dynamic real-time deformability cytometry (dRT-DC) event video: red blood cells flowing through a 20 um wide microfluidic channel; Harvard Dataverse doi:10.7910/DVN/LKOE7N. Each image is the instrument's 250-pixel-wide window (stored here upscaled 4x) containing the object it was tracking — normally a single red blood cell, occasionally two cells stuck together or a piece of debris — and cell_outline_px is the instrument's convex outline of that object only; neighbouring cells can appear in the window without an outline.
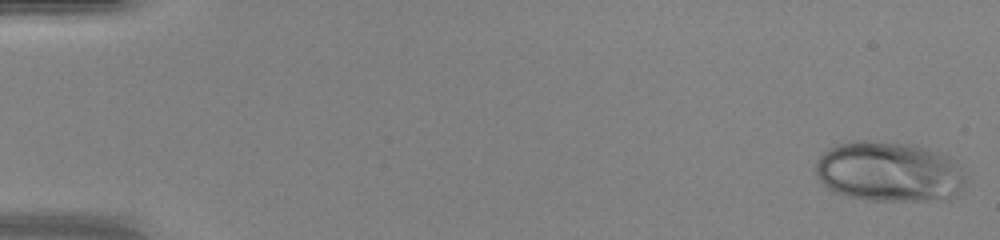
{"species": "human", "species_latin": "Homo sapiens", "temperature_condition": "warm", "stored_images_in_passage": 47, "camera_frame_rate_fps": 3000, "um_per_image_px": 0.085, "donor": {"sex": "female"}, "frame": {"image": 1, "passage_image": 1, "time_ms": 0.0, "image_size_px": [1000, 240], "cell_outline_px": [[964, 180], [956, 196], [948, 200], [868, 200], [848, 196], [832, 192], [816, 176], [816, 160], [828, 148], [836, 144], [852, 140], [868, 140], [912, 144], [928, 148], [940, 152], [956, 160], [964, 176]], "centroid_in_image_um": [75.56, 14.58], "position_along_channel_um": 9.4, "area_um2": 53.06}}
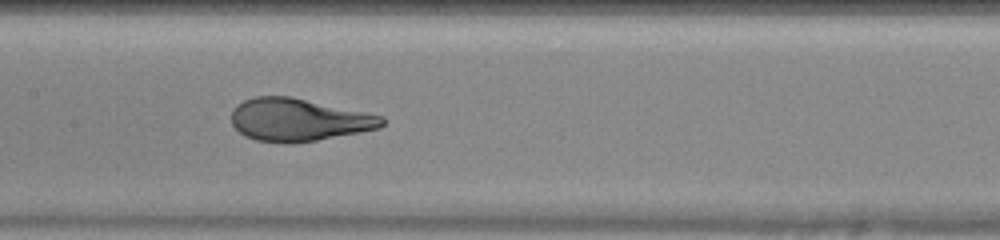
{"frame": {"image": 2, "passage_image": 24, "time_ms": 7.667, "image_size_px": [1000, 240], "cell_outline_px": [[384, 124], [380, 128], [360, 132], [316, 140], [288, 144], [284, 144], [256, 140], [244, 136], [232, 124], [232, 108], [236, 104], [244, 100], [256, 96], [292, 96], [384, 116]], "centroid_in_image_um": [25.36, 10.18], "position_along_channel_um": 182.0, "area_um2": 37.63}}
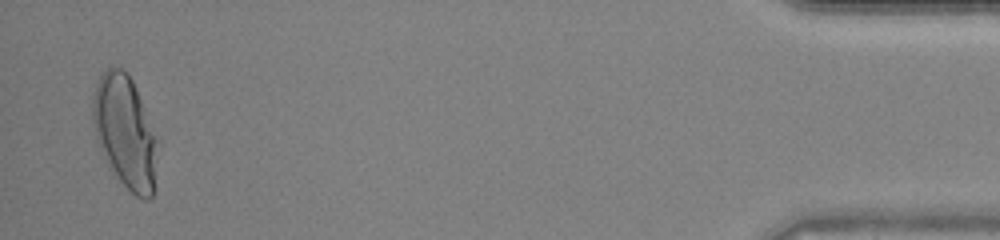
{"frame": {"image": 3, "passage_image": 46, "time_ms": 15.0, "image_size_px": [1000, 240], "cell_outline_px": [[160, 144], [152, 196], [148, 200], [144, 200], [136, 196], [116, 176], [100, 148], [96, 140], [92, 120], [92, 96], [96, 84], [100, 76], [112, 64], [120, 68], [132, 80], [136, 88], [160, 140]], "centroid_in_image_um": [10.66, 11.2], "position_along_channel_um": 424.5, "area_um2": 42.89}, "authors_computed_cell_mechanics": {"area_um2": 39.7664, "velocity_mm_per_s": 4.3869, "shape_relaxation_time_tau1_ms": 5.3492, "shape_relaxation_time_tau2_ms": null, "deformation_change_tau1": 0.2678, "deformation_change_tau2": null}}